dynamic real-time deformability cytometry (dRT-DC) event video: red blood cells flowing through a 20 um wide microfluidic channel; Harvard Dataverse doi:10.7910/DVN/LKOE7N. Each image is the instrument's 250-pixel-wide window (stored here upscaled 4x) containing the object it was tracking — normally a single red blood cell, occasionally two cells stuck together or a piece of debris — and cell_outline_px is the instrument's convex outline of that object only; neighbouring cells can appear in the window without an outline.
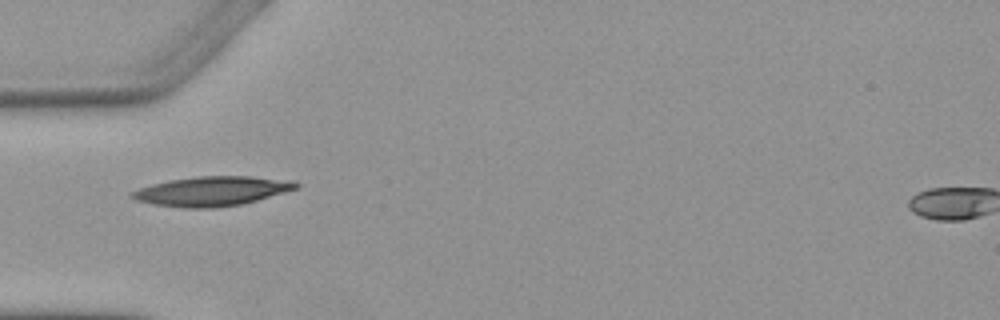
{"species": "Egyptian fruit bat (a non-hibernating species)", "species_latin": "Rousettus aegyptiacus", "temperature_condition": "warm", "stored_images_in_passage": 7, "camera_frame_rate_fps": 3000, "um_per_image_px": 0.085, "animal": {"sex": "female"}, "frame": {"image": 1, "passage_image": 4, "time_ms": 4.333, "image_size_px": [1000, 320], "cell_outline_px": [[300, 184], [296, 188], [284, 192], [256, 200], [240, 204], [216, 208], [184, 208], [152, 204], [136, 200], [128, 196], [132, 192], [140, 188], [152, 184], [168, 180], [196, 176], [252, 176], [296, 180]], "centroid_in_image_um": [18.01, 16.24], "position_along_channel_um": 67.0, "area_um2": 28.26}}
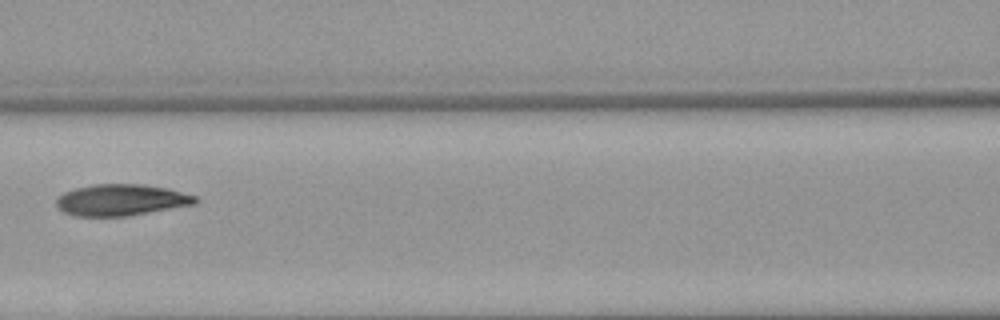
{"frame": {"image": 2, "passage_image": 6, "time_ms": 6.667, "image_size_px": [1000, 320], "cell_outline_px": [[200, 200], [196, 204], [128, 216], [72, 216], [64, 212], [56, 204], [56, 200], [64, 192], [76, 188], [92, 184], [144, 184], [168, 188], [196, 196]], "centroid_in_image_um": [10.33, 16.99], "position_along_channel_um": 156.3, "area_um2": 25.55}}
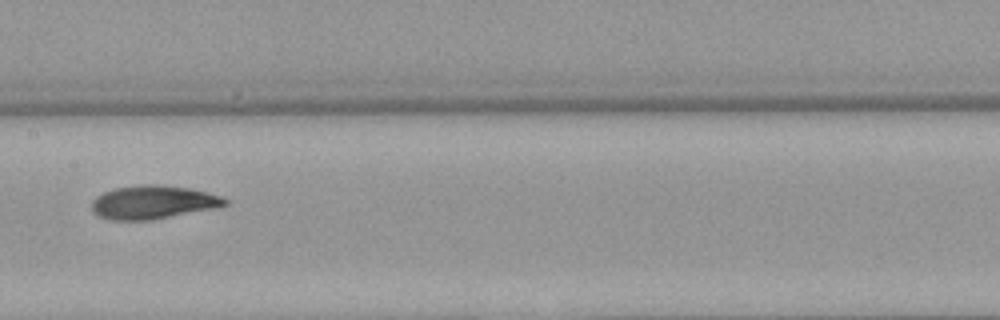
{"frame": {"image": 3, "passage_image": 7, "time_ms": 7.667, "image_size_px": [1000, 320], "cell_outline_px": [[228, 204], [224, 208], [152, 220], [108, 220], [92, 212], [92, 200], [96, 196], [104, 192], [116, 188], [140, 184], [160, 184], [192, 188], [220, 196], [228, 200]], "centroid_in_image_um": [13.08, 17.2], "position_along_channel_um": 194.3, "area_um2": 26.65}}